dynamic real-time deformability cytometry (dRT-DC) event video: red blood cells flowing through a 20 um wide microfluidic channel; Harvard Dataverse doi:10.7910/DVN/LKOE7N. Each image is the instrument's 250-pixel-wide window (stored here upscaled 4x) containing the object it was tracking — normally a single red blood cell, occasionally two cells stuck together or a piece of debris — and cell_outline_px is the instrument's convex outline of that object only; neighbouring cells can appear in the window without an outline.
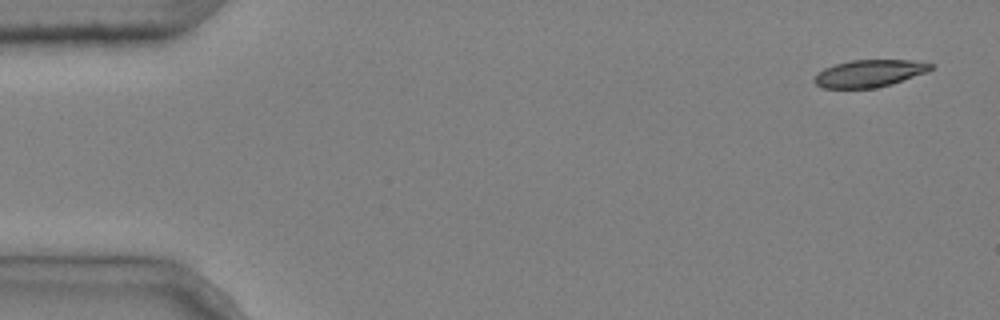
{"species": "common noctule bat (a hibernating species)", "species_latin": "Nyctalus noctula", "temperature_condition": "cold", "stored_images_in_passage": 5, "camera_frame_rate_fps": 3000, "um_per_image_px": 0.085, "animal": {"sex": "male", "body_mass_g": 20.4}, "frame": {"image": 1, "passage_image": 1, "time_ms": 0.0, "image_size_px": [1000, 320], "cell_outline_px": [[932, 68], [928, 72], [892, 84], [876, 88], [820, 88], [812, 80], [824, 68], [836, 64], [852, 60], [912, 60], [932, 64]], "centroid_in_image_um": [73.9, 6.25], "position_along_channel_um": 11.1, "area_um2": 18.44}}
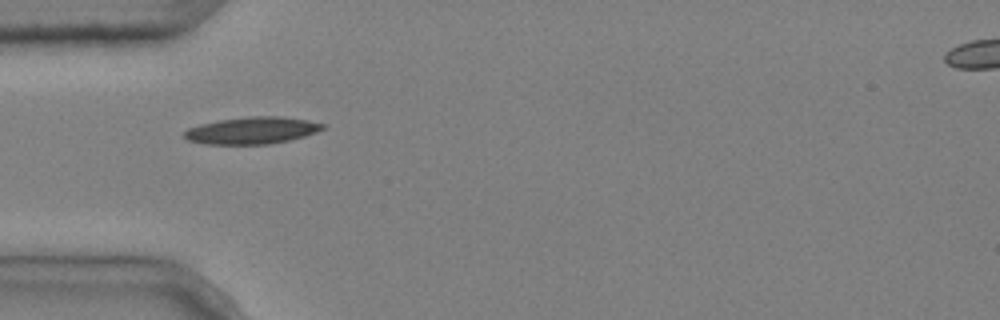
{"frame": {"image": 2, "passage_image": 5, "time_ms": 1.333, "image_size_px": [1000, 320], "cell_outline_px": [[328, 124], [324, 128], [316, 132], [304, 136], [288, 140], [268, 144], [208, 144], [188, 140], [184, 136], [184, 132], [188, 128], [200, 124], [220, 120], [248, 116], [280, 116], [308, 120]], "centroid_in_image_um": [21.45, 11.08], "position_along_channel_um": 63.6, "area_um2": 21.68}}